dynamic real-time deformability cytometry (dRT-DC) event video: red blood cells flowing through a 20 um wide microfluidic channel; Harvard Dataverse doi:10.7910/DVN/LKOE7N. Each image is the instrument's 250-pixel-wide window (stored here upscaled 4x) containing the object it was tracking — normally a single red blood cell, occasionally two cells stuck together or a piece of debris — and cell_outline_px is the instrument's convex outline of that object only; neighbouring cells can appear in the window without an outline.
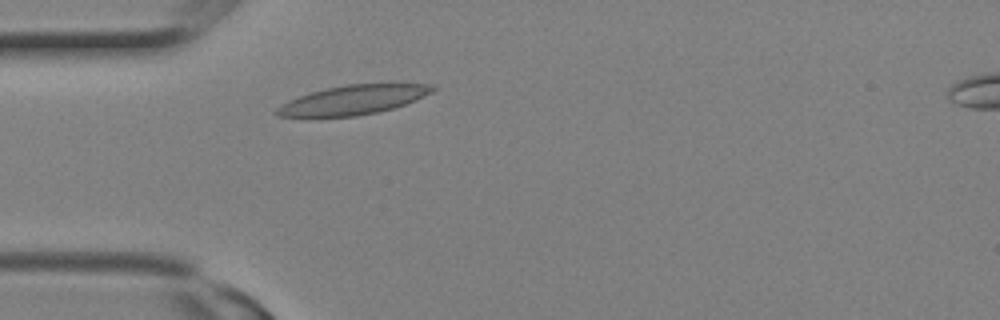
{"species": "Egyptian fruit bat (a non-hibernating species)", "species_latin": "Rousettus aegyptiacus", "temperature_condition": "room temperature", "stored_images_in_passage": 6, "camera_frame_rate_fps": 3000, "um_per_image_px": 0.085, "animal": {"sex": "female"}, "frame": {"image": 1, "passage_image": 4, "time_ms": 1.0, "image_size_px": [1000, 320], "cell_outline_px": [[436, 88], [432, 92], [416, 100], [392, 108], [376, 112], [356, 116], [276, 116], [272, 112], [280, 104], [288, 100], [312, 92], [344, 84], [432, 84]], "centroid_in_image_um": [29.99, 8.49], "position_along_channel_um": 55.0, "area_um2": 26.24}}
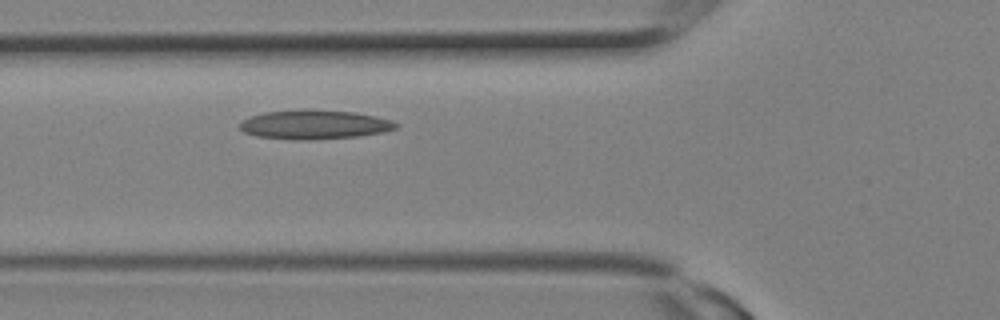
{"frame": {"image": 2, "passage_image": 6, "time_ms": 1.667, "image_size_px": [1000, 320], "cell_outline_px": [[400, 128], [384, 132], [360, 136], [312, 140], [300, 140], [256, 136], [244, 132], [240, 128], [240, 124], [244, 120], [252, 116], [264, 112], [308, 108], [356, 112], [376, 116], [392, 120], [400, 124]], "centroid_in_image_um": [26.81, 10.58], "position_along_channel_um": 99.0, "area_um2": 26.99}}